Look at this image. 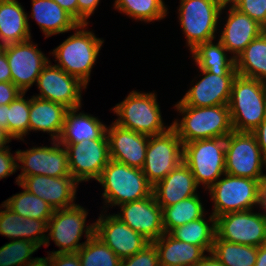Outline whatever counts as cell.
<instances>
[{
	"mask_svg": "<svg viewBox=\"0 0 266 266\" xmlns=\"http://www.w3.org/2000/svg\"><path fill=\"white\" fill-rule=\"evenodd\" d=\"M89 24H78L72 35L49 52L57 67L67 74L78 78L86 86L89 85L91 72L103 46V38H98ZM57 63V64H56Z\"/></svg>",
	"mask_w": 266,
	"mask_h": 266,
	"instance_id": "6da1fadb",
	"label": "cell"
},
{
	"mask_svg": "<svg viewBox=\"0 0 266 266\" xmlns=\"http://www.w3.org/2000/svg\"><path fill=\"white\" fill-rule=\"evenodd\" d=\"M182 115L171 124L182 143L210 138H226L232 131L228 105L211 107L173 106Z\"/></svg>",
	"mask_w": 266,
	"mask_h": 266,
	"instance_id": "7a4b0ae2",
	"label": "cell"
},
{
	"mask_svg": "<svg viewBox=\"0 0 266 266\" xmlns=\"http://www.w3.org/2000/svg\"><path fill=\"white\" fill-rule=\"evenodd\" d=\"M97 182L103 188V211L119 205L137 201L153 194V186L148 182L142 169L110 160ZM108 207V208H107Z\"/></svg>",
	"mask_w": 266,
	"mask_h": 266,
	"instance_id": "3957f363",
	"label": "cell"
},
{
	"mask_svg": "<svg viewBox=\"0 0 266 266\" xmlns=\"http://www.w3.org/2000/svg\"><path fill=\"white\" fill-rule=\"evenodd\" d=\"M228 107L233 130L253 132L266 118V83L237 74Z\"/></svg>",
	"mask_w": 266,
	"mask_h": 266,
	"instance_id": "277c9868",
	"label": "cell"
},
{
	"mask_svg": "<svg viewBox=\"0 0 266 266\" xmlns=\"http://www.w3.org/2000/svg\"><path fill=\"white\" fill-rule=\"evenodd\" d=\"M178 22L189 52L197 45L216 40L224 13L223 0H180ZM221 18V19H220Z\"/></svg>",
	"mask_w": 266,
	"mask_h": 266,
	"instance_id": "5b68a950",
	"label": "cell"
},
{
	"mask_svg": "<svg viewBox=\"0 0 266 266\" xmlns=\"http://www.w3.org/2000/svg\"><path fill=\"white\" fill-rule=\"evenodd\" d=\"M160 108L154 91L133 90L111 110L116 114L117 119H114V122L119 126L153 136L164 133L172 127V124L165 126Z\"/></svg>",
	"mask_w": 266,
	"mask_h": 266,
	"instance_id": "8992f818",
	"label": "cell"
},
{
	"mask_svg": "<svg viewBox=\"0 0 266 266\" xmlns=\"http://www.w3.org/2000/svg\"><path fill=\"white\" fill-rule=\"evenodd\" d=\"M207 191L215 218L261 207L262 184L258 180L225 173Z\"/></svg>",
	"mask_w": 266,
	"mask_h": 266,
	"instance_id": "52a82bcc",
	"label": "cell"
},
{
	"mask_svg": "<svg viewBox=\"0 0 266 266\" xmlns=\"http://www.w3.org/2000/svg\"><path fill=\"white\" fill-rule=\"evenodd\" d=\"M87 216L88 210L77 203L68 208L54 210L48 221L47 232L49 233L44 246L47 248L52 240L59 250L47 251V253H77L95 232L94 222L90 225L86 224ZM83 235L85 241L80 243Z\"/></svg>",
	"mask_w": 266,
	"mask_h": 266,
	"instance_id": "ba28073f",
	"label": "cell"
},
{
	"mask_svg": "<svg viewBox=\"0 0 266 266\" xmlns=\"http://www.w3.org/2000/svg\"><path fill=\"white\" fill-rule=\"evenodd\" d=\"M226 138L195 140L183 144V162L189 167L198 186L207 191L225 174Z\"/></svg>",
	"mask_w": 266,
	"mask_h": 266,
	"instance_id": "9c48e42d",
	"label": "cell"
},
{
	"mask_svg": "<svg viewBox=\"0 0 266 266\" xmlns=\"http://www.w3.org/2000/svg\"><path fill=\"white\" fill-rule=\"evenodd\" d=\"M265 168V169H264ZM266 161L252 132L232 131L226 137L225 173L266 182Z\"/></svg>",
	"mask_w": 266,
	"mask_h": 266,
	"instance_id": "30bf717a",
	"label": "cell"
},
{
	"mask_svg": "<svg viewBox=\"0 0 266 266\" xmlns=\"http://www.w3.org/2000/svg\"><path fill=\"white\" fill-rule=\"evenodd\" d=\"M181 162L183 143L173 127L164 133L149 136L142 172L152 186L163 180Z\"/></svg>",
	"mask_w": 266,
	"mask_h": 266,
	"instance_id": "8fae6325",
	"label": "cell"
},
{
	"mask_svg": "<svg viewBox=\"0 0 266 266\" xmlns=\"http://www.w3.org/2000/svg\"><path fill=\"white\" fill-rule=\"evenodd\" d=\"M216 235L225 241L259 247L266 243V214L262 207L216 217Z\"/></svg>",
	"mask_w": 266,
	"mask_h": 266,
	"instance_id": "7c38bea8",
	"label": "cell"
},
{
	"mask_svg": "<svg viewBox=\"0 0 266 266\" xmlns=\"http://www.w3.org/2000/svg\"><path fill=\"white\" fill-rule=\"evenodd\" d=\"M51 146H32L26 150L17 149V177L46 175L50 177L71 176L68 152L58 141L51 140ZM21 164V165H20Z\"/></svg>",
	"mask_w": 266,
	"mask_h": 266,
	"instance_id": "4fadbf2b",
	"label": "cell"
},
{
	"mask_svg": "<svg viewBox=\"0 0 266 266\" xmlns=\"http://www.w3.org/2000/svg\"><path fill=\"white\" fill-rule=\"evenodd\" d=\"M61 145L68 152L70 174L79 184L97 181L111 160L108 139H84L76 144Z\"/></svg>",
	"mask_w": 266,
	"mask_h": 266,
	"instance_id": "5bb4252c",
	"label": "cell"
},
{
	"mask_svg": "<svg viewBox=\"0 0 266 266\" xmlns=\"http://www.w3.org/2000/svg\"><path fill=\"white\" fill-rule=\"evenodd\" d=\"M11 71V82L22 92L36 84L42 69L51 60L44 54L32 38L9 44L4 49Z\"/></svg>",
	"mask_w": 266,
	"mask_h": 266,
	"instance_id": "9a60e30c",
	"label": "cell"
},
{
	"mask_svg": "<svg viewBox=\"0 0 266 266\" xmlns=\"http://www.w3.org/2000/svg\"><path fill=\"white\" fill-rule=\"evenodd\" d=\"M35 85L39 93L33 96L60 103L68 109L82 106V91L87 89L78 78L67 74L51 61L42 69Z\"/></svg>",
	"mask_w": 266,
	"mask_h": 266,
	"instance_id": "2e32d148",
	"label": "cell"
},
{
	"mask_svg": "<svg viewBox=\"0 0 266 266\" xmlns=\"http://www.w3.org/2000/svg\"><path fill=\"white\" fill-rule=\"evenodd\" d=\"M104 213V214H103ZM101 211L94 221V234L121 260L142 250L150 242L113 214Z\"/></svg>",
	"mask_w": 266,
	"mask_h": 266,
	"instance_id": "e0dca14e",
	"label": "cell"
},
{
	"mask_svg": "<svg viewBox=\"0 0 266 266\" xmlns=\"http://www.w3.org/2000/svg\"><path fill=\"white\" fill-rule=\"evenodd\" d=\"M118 207L120 212L117 214L114 212V215L149 242H154L165 233L162 208L154 194L137 201L123 203Z\"/></svg>",
	"mask_w": 266,
	"mask_h": 266,
	"instance_id": "ac0fdd59",
	"label": "cell"
},
{
	"mask_svg": "<svg viewBox=\"0 0 266 266\" xmlns=\"http://www.w3.org/2000/svg\"><path fill=\"white\" fill-rule=\"evenodd\" d=\"M27 191L46 201L54 210L68 208L75 205L79 183L72 176L50 177L34 175L16 177Z\"/></svg>",
	"mask_w": 266,
	"mask_h": 266,
	"instance_id": "d6986e66",
	"label": "cell"
},
{
	"mask_svg": "<svg viewBox=\"0 0 266 266\" xmlns=\"http://www.w3.org/2000/svg\"><path fill=\"white\" fill-rule=\"evenodd\" d=\"M223 10L227 16L217 39L236 59L246 46L257 38L265 29L247 14L240 12L230 2H225Z\"/></svg>",
	"mask_w": 266,
	"mask_h": 266,
	"instance_id": "ffe728a7",
	"label": "cell"
},
{
	"mask_svg": "<svg viewBox=\"0 0 266 266\" xmlns=\"http://www.w3.org/2000/svg\"><path fill=\"white\" fill-rule=\"evenodd\" d=\"M199 79L174 106L211 107L228 105L236 76H219L199 69Z\"/></svg>",
	"mask_w": 266,
	"mask_h": 266,
	"instance_id": "44dd1931",
	"label": "cell"
},
{
	"mask_svg": "<svg viewBox=\"0 0 266 266\" xmlns=\"http://www.w3.org/2000/svg\"><path fill=\"white\" fill-rule=\"evenodd\" d=\"M106 136L111 160L143 168L149 136L121 127L114 121L107 126Z\"/></svg>",
	"mask_w": 266,
	"mask_h": 266,
	"instance_id": "7402d4cb",
	"label": "cell"
},
{
	"mask_svg": "<svg viewBox=\"0 0 266 266\" xmlns=\"http://www.w3.org/2000/svg\"><path fill=\"white\" fill-rule=\"evenodd\" d=\"M199 188L189 167L181 162L163 180L153 186V194L160 207H168L198 195Z\"/></svg>",
	"mask_w": 266,
	"mask_h": 266,
	"instance_id": "603a6c76",
	"label": "cell"
},
{
	"mask_svg": "<svg viewBox=\"0 0 266 266\" xmlns=\"http://www.w3.org/2000/svg\"><path fill=\"white\" fill-rule=\"evenodd\" d=\"M82 106L70 108L65 114L59 139L60 144H76L85 140L107 139V124L101 119L81 111Z\"/></svg>",
	"mask_w": 266,
	"mask_h": 266,
	"instance_id": "cb8c5ba5",
	"label": "cell"
},
{
	"mask_svg": "<svg viewBox=\"0 0 266 266\" xmlns=\"http://www.w3.org/2000/svg\"><path fill=\"white\" fill-rule=\"evenodd\" d=\"M47 229L48 223L45 220L25 218L13 212L3 202L0 205V235L10 240H30L41 247L46 242Z\"/></svg>",
	"mask_w": 266,
	"mask_h": 266,
	"instance_id": "d4e9b609",
	"label": "cell"
},
{
	"mask_svg": "<svg viewBox=\"0 0 266 266\" xmlns=\"http://www.w3.org/2000/svg\"><path fill=\"white\" fill-rule=\"evenodd\" d=\"M32 12L28 18H32L43 32L46 38L74 31L79 24L67 11L53 0H31Z\"/></svg>",
	"mask_w": 266,
	"mask_h": 266,
	"instance_id": "484cf974",
	"label": "cell"
},
{
	"mask_svg": "<svg viewBox=\"0 0 266 266\" xmlns=\"http://www.w3.org/2000/svg\"><path fill=\"white\" fill-rule=\"evenodd\" d=\"M29 132L47 133L50 140L57 141L62 132L65 114L64 105L36 96H30Z\"/></svg>",
	"mask_w": 266,
	"mask_h": 266,
	"instance_id": "4316f807",
	"label": "cell"
},
{
	"mask_svg": "<svg viewBox=\"0 0 266 266\" xmlns=\"http://www.w3.org/2000/svg\"><path fill=\"white\" fill-rule=\"evenodd\" d=\"M152 243L157 249L159 266H195L208 253L203 247L176 240L169 233Z\"/></svg>",
	"mask_w": 266,
	"mask_h": 266,
	"instance_id": "83f0119b",
	"label": "cell"
},
{
	"mask_svg": "<svg viewBox=\"0 0 266 266\" xmlns=\"http://www.w3.org/2000/svg\"><path fill=\"white\" fill-rule=\"evenodd\" d=\"M27 16L18 0H0V43L6 46L31 39Z\"/></svg>",
	"mask_w": 266,
	"mask_h": 266,
	"instance_id": "f1b7e54d",
	"label": "cell"
},
{
	"mask_svg": "<svg viewBox=\"0 0 266 266\" xmlns=\"http://www.w3.org/2000/svg\"><path fill=\"white\" fill-rule=\"evenodd\" d=\"M190 52L199 69L219 76H237L235 59L228 56L229 52L218 39L201 43Z\"/></svg>",
	"mask_w": 266,
	"mask_h": 266,
	"instance_id": "f546056e",
	"label": "cell"
},
{
	"mask_svg": "<svg viewBox=\"0 0 266 266\" xmlns=\"http://www.w3.org/2000/svg\"><path fill=\"white\" fill-rule=\"evenodd\" d=\"M237 74L266 83V30L235 59Z\"/></svg>",
	"mask_w": 266,
	"mask_h": 266,
	"instance_id": "4dcf8cb0",
	"label": "cell"
},
{
	"mask_svg": "<svg viewBox=\"0 0 266 266\" xmlns=\"http://www.w3.org/2000/svg\"><path fill=\"white\" fill-rule=\"evenodd\" d=\"M169 234L176 240L201 246L211 253L216 236V218L213 214L205 215L200 219L174 228Z\"/></svg>",
	"mask_w": 266,
	"mask_h": 266,
	"instance_id": "1f68e13d",
	"label": "cell"
},
{
	"mask_svg": "<svg viewBox=\"0 0 266 266\" xmlns=\"http://www.w3.org/2000/svg\"><path fill=\"white\" fill-rule=\"evenodd\" d=\"M200 194L181 200L178 203L162 208L163 228L170 233L174 228L204 217L206 211Z\"/></svg>",
	"mask_w": 266,
	"mask_h": 266,
	"instance_id": "d6a6232c",
	"label": "cell"
},
{
	"mask_svg": "<svg viewBox=\"0 0 266 266\" xmlns=\"http://www.w3.org/2000/svg\"><path fill=\"white\" fill-rule=\"evenodd\" d=\"M113 8L133 20L146 23L165 19L169 13L164 0H113Z\"/></svg>",
	"mask_w": 266,
	"mask_h": 266,
	"instance_id": "836d02e7",
	"label": "cell"
},
{
	"mask_svg": "<svg viewBox=\"0 0 266 266\" xmlns=\"http://www.w3.org/2000/svg\"><path fill=\"white\" fill-rule=\"evenodd\" d=\"M17 185L23 189L22 192L13 194L3 203L13 212L25 218L45 220L48 223L54 209L46 201L27 191L19 183Z\"/></svg>",
	"mask_w": 266,
	"mask_h": 266,
	"instance_id": "e575fe53",
	"label": "cell"
},
{
	"mask_svg": "<svg viewBox=\"0 0 266 266\" xmlns=\"http://www.w3.org/2000/svg\"><path fill=\"white\" fill-rule=\"evenodd\" d=\"M211 253L223 266H255L257 247L231 243L215 236Z\"/></svg>",
	"mask_w": 266,
	"mask_h": 266,
	"instance_id": "d590c367",
	"label": "cell"
},
{
	"mask_svg": "<svg viewBox=\"0 0 266 266\" xmlns=\"http://www.w3.org/2000/svg\"><path fill=\"white\" fill-rule=\"evenodd\" d=\"M81 266H120L121 259L95 234L77 252Z\"/></svg>",
	"mask_w": 266,
	"mask_h": 266,
	"instance_id": "8d00e7d4",
	"label": "cell"
},
{
	"mask_svg": "<svg viewBox=\"0 0 266 266\" xmlns=\"http://www.w3.org/2000/svg\"><path fill=\"white\" fill-rule=\"evenodd\" d=\"M20 94L8 104V133L14 140L25 142L29 133V113L31 98Z\"/></svg>",
	"mask_w": 266,
	"mask_h": 266,
	"instance_id": "74e56055",
	"label": "cell"
},
{
	"mask_svg": "<svg viewBox=\"0 0 266 266\" xmlns=\"http://www.w3.org/2000/svg\"><path fill=\"white\" fill-rule=\"evenodd\" d=\"M39 248L30 240H11L0 247V266H25Z\"/></svg>",
	"mask_w": 266,
	"mask_h": 266,
	"instance_id": "f35d334b",
	"label": "cell"
},
{
	"mask_svg": "<svg viewBox=\"0 0 266 266\" xmlns=\"http://www.w3.org/2000/svg\"><path fill=\"white\" fill-rule=\"evenodd\" d=\"M230 3L266 30V0H231Z\"/></svg>",
	"mask_w": 266,
	"mask_h": 266,
	"instance_id": "ab89813d",
	"label": "cell"
},
{
	"mask_svg": "<svg viewBox=\"0 0 266 266\" xmlns=\"http://www.w3.org/2000/svg\"><path fill=\"white\" fill-rule=\"evenodd\" d=\"M120 266H159L158 253L155 245L150 242L136 254L122 259Z\"/></svg>",
	"mask_w": 266,
	"mask_h": 266,
	"instance_id": "60d3db41",
	"label": "cell"
},
{
	"mask_svg": "<svg viewBox=\"0 0 266 266\" xmlns=\"http://www.w3.org/2000/svg\"><path fill=\"white\" fill-rule=\"evenodd\" d=\"M14 154V155H13ZM17 172V152L11 153L10 147L0 150V180Z\"/></svg>",
	"mask_w": 266,
	"mask_h": 266,
	"instance_id": "b9f144b4",
	"label": "cell"
},
{
	"mask_svg": "<svg viewBox=\"0 0 266 266\" xmlns=\"http://www.w3.org/2000/svg\"><path fill=\"white\" fill-rule=\"evenodd\" d=\"M101 0H77L78 3V23L79 24H89L90 19L97 7L99 6Z\"/></svg>",
	"mask_w": 266,
	"mask_h": 266,
	"instance_id": "7bdbcfd3",
	"label": "cell"
},
{
	"mask_svg": "<svg viewBox=\"0 0 266 266\" xmlns=\"http://www.w3.org/2000/svg\"><path fill=\"white\" fill-rule=\"evenodd\" d=\"M51 266H81L78 253L47 254Z\"/></svg>",
	"mask_w": 266,
	"mask_h": 266,
	"instance_id": "ee69618b",
	"label": "cell"
},
{
	"mask_svg": "<svg viewBox=\"0 0 266 266\" xmlns=\"http://www.w3.org/2000/svg\"><path fill=\"white\" fill-rule=\"evenodd\" d=\"M22 92L12 82H0V105L14 101Z\"/></svg>",
	"mask_w": 266,
	"mask_h": 266,
	"instance_id": "f6af8a7d",
	"label": "cell"
},
{
	"mask_svg": "<svg viewBox=\"0 0 266 266\" xmlns=\"http://www.w3.org/2000/svg\"><path fill=\"white\" fill-rule=\"evenodd\" d=\"M252 133L254 134L257 143L261 149L262 155L266 161V118Z\"/></svg>",
	"mask_w": 266,
	"mask_h": 266,
	"instance_id": "bcb514c9",
	"label": "cell"
},
{
	"mask_svg": "<svg viewBox=\"0 0 266 266\" xmlns=\"http://www.w3.org/2000/svg\"><path fill=\"white\" fill-rule=\"evenodd\" d=\"M78 22L77 0H53Z\"/></svg>",
	"mask_w": 266,
	"mask_h": 266,
	"instance_id": "7dc6e473",
	"label": "cell"
},
{
	"mask_svg": "<svg viewBox=\"0 0 266 266\" xmlns=\"http://www.w3.org/2000/svg\"><path fill=\"white\" fill-rule=\"evenodd\" d=\"M0 82H11V71L5 51L0 55Z\"/></svg>",
	"mask_w": 266,
	"mask_h": 266,
	"instance_id": "c3c4849f",
	"label": "cell"
},
{
	"mask_svg": "<svg viewBox=\"0 0 266 266\" xmlns=\"http://www.w3.org/2000/svg\"><path fill=\"white\" fill-rule=\"evenodd\" d=\"M195 266H223V265L212 253H207Z\"/></svg>",
	"mask_w": 266,
	"mask_h": 266,
	"instance_id": "681fc988",
	"label": "cell"
},
{
	"mask_svg": "<svg viewBox=\"0 0 266 266\" xmlns=\"http://www.w3.org/2000/svg\"><path fill=\"white\" fill-rule=\"evenodd\" d=\"M255 266H266V243L257 247V261Z\"/></svg>",
	"mask_w": 266,
	"mask_h": 266,
	"instance_id": "f907efd6",
	"label": "cell"
},
{
	"mask_svg": "<svg viewBox=\"0 0 266 266\" xmlns=\"http://www.w3.org/2000/svg\"><path fill=\"white\" fill-rule=\"evenodd\" d=\"M0 128L8 132V104L0 105Z\"/></svg>",
	"mask_w": 266,
	"mask_h": 266,
	"instance_id": "816d5d0a",
	"label": "cell"
},
{
	"mask_svg": "<svg viewBox=\"0 0 266 266\" xmlns=\"http://www.w3.org/2000/svg\"><path fill=\"white\" fill-rule=\"evenodd\" d=\"M12 140L13 138L9 135L7 130L0 128V150L10 147L7 144L11 143Z\"/></svg>",
	"mask_w": 266,
	"mask_h": 266,
	"instance_id": "f5cc1de1",
	"label": "cell"
},
{
	"mask_svg": "<svg viewBox=\"0 0 266 266\" xmlns=\"http://www.w3.org/2000/svg\"><path fill=\"white\" fill-rule=\"evenodd\" d=\"M25 266H51L50 258L47 257H35V259Z\"/></svg>",
	"mask_w": 266,
	"mask_h": 266,
	"instance_id": "db71d44e",
	"label": "cell"
},
{
	"mask_svg": "<svg viewBox=\"0 0 266 266\" xmlns=\"http://www.w3.org/2000/svg\"><path fill=\"white\" fill-rule=\"evenodd\" d=\"M261 207L266 214V182L262 184V199H261Z\"/></svg>",
	"mask_w": 266,
	"mask_h": 266,
	"instance_id": "11a10c76",
	"label": "cell"
},
{
	"mask_svg": "<svg viewBox=\"0 0 266 266\" xmlns=\"http://www.w3.org/2000/svg\"><path fill=\"white\" fill-rule=\"evenodd\" d=\"M4 49H5V45L0 43V55L4 52Z\"/></svg>",
	"mask_w": 266,
	"mask_h": 266,
	"instance_id": "9f6ffc18",
	"label": "cell"
}]
</instances>
